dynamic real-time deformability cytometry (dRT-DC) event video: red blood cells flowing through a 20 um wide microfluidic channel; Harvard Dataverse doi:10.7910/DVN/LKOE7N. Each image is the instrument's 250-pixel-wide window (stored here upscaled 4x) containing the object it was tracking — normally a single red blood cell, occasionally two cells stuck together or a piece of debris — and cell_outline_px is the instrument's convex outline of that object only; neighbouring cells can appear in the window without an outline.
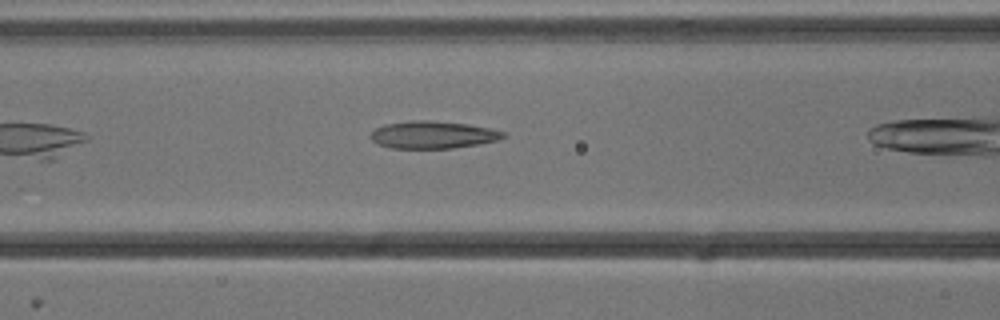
{"species": "common noctule bat (a hibernating species)", "species_latin": "Nyctalus noctula", "temperature_condition": "cold", "stored_images_in_passage": 15, "camera_frame_rate_fps": 3000, "um_per_image_px": 0.085, "animal": {"sex": "male", "body_mass_g": 13.3}, "frame": {"image": 1, "passage_image": 5, "time_ms": 1.333, "image_size_px": [1000, 320], "cell_outline_px": [[508, 136], [500, 140], [480, 144], [452, 148], [392, 148], [380, 144], [372, 140], [368, 136], [376, 128], [384, 124], [412, 120], [432, 120], [468, 124], [492, 128], [508, 132]], "centroid_in_image_um": [36.88, 11.45], "position_along_channel_um": 129.7, "area_um2": 21.5}}